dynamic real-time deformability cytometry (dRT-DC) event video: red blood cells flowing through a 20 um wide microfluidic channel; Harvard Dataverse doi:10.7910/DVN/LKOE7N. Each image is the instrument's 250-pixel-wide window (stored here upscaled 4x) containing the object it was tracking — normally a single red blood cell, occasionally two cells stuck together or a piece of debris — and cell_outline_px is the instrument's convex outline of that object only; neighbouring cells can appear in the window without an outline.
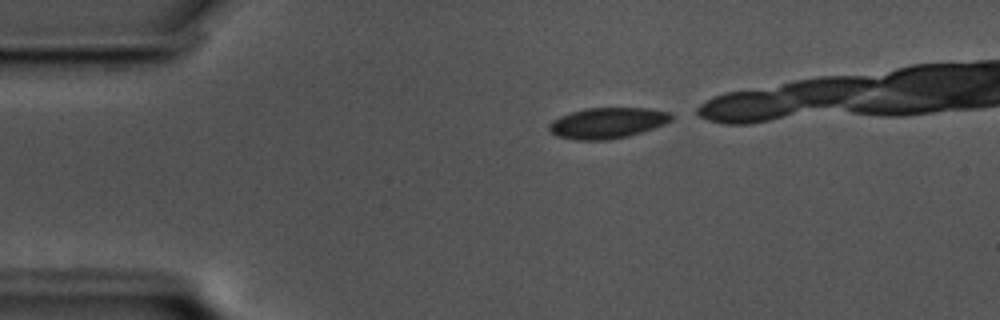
{"species": "common noctule bat (a hibernating species)", "species_latin": "Nyctalus noctula", "temperature_condition": "cold", "stored_images_in_passage": 14, "camera_frame_rate_fps": 3000, "um_per_image_px": 0.085, "animal": {"sex": "male", "body_mass_g": 17.5, "forearm_length_mm": 52.3}, "frame": {"image": 1, "passage_image": 1, "time_ms": 0.0, "image_size_px": [1000, 320], "cell_outline_px": [[676, 116], [672, 120], [664, 124], [628, 136], [608, 140], [576, 140], [556, 136], [548, 128], [548, 124], [552, 120], [560, 116], [584, 108], [648, 108], [668, 112]], "centroid_in_image_um": [51.62, 10.45], "position_along_channel_um": 33.4, "area_um2": 21.96}}